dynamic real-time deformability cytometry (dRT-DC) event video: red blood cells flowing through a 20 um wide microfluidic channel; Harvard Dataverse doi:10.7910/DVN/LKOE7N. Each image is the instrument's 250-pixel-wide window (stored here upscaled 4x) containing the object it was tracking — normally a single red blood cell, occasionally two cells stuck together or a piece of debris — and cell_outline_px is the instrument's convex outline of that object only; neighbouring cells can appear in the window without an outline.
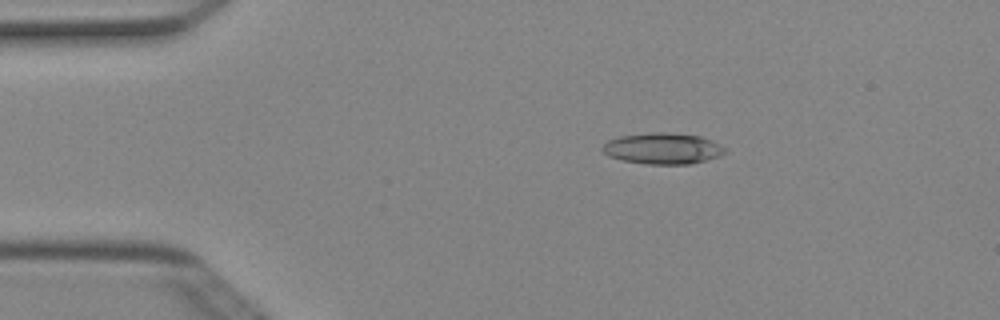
{"species": "Egyptian fruit bat (a non-hibernating species)", "species_latin": "Rousettus aegyptiacus", "temperature_condition": "cold", "stored_images_in_passage": 3, "camera_frame_rate_fps": 3000, "um_per_image_px": 0.085, "animal": {"sex": "female"}, "frame": {"image": 1, "passage_image": 2, "time_ms": 0.333, "image_size_px": [1000, 320], "cell_outline_px": [[728, 152], [720, 156], [708, 160], [688, 164], [648, 164], [624, 160], [608, 156], [600, 148], [608, 140], [620, 136], [652, 132], [668, 132], [700, 136], [712, 140], [728, 148]], "centroid_in_image_um": [56.39, 12.62], "position_along_channel_um": 28.6, "area_um2": 22.43}}